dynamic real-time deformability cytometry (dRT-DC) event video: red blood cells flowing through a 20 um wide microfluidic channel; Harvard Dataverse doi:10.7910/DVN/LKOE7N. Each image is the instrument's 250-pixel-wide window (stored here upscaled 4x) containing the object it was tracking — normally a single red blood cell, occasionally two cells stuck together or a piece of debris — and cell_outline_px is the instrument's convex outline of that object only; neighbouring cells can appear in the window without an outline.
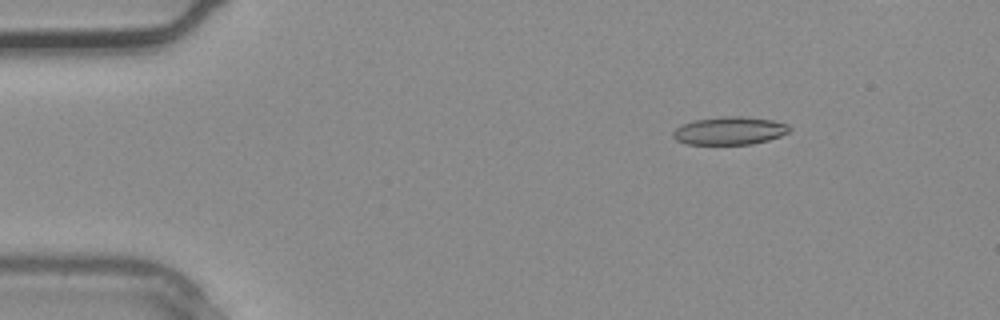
{"species": "common noctule bat (a hibernating species)", "species_latin": "Nyctalus noctula", "temperature_condition": "warm", "stored_images_in_passage": 4, "camera_frame_rate_fps": 3000, "um_per_image_px": 0.085, "animal": {"sex": "male", "body_mass_g": 20.4}, "frame": {"image": 1, "passage_image": 2, "time_ms": 0.333, "image_size_px": [1000, 320], "cell_outline_px": [[792, 128], [788, 132], [780, 136], [768, 140], [752, 144], [688, 144], [676, 140], [672, 136], [672, 132], [680, 124], [696, 120], [724, 116], [740, 116], [772, 120], [788, 124]], "centroid_in_image_um": [62.01, 11.11], "position_along_channel_um": 23.0, "area_um2": 18.96}}